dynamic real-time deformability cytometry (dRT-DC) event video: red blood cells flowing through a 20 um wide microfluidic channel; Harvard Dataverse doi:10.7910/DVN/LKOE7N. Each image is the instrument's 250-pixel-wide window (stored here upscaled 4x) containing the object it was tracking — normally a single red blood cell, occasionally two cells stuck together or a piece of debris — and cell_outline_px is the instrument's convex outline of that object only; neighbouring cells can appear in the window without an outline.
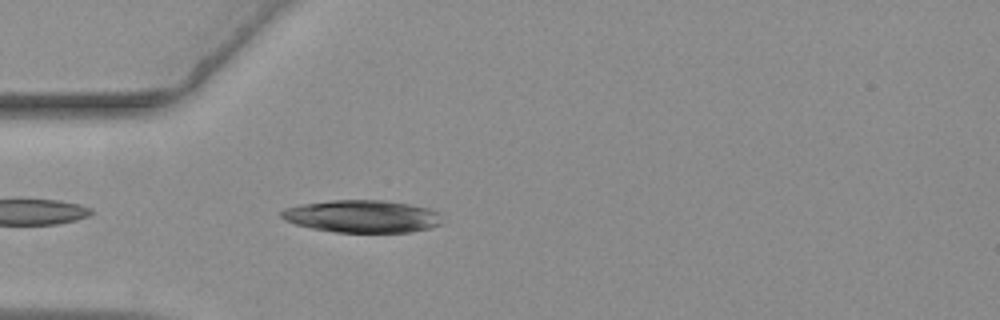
{"species": "common noctule bat (a hibernating species)", "species_latin": "Nyctalus noctula", "temperature_condition": "warm", "stored_images_in_passage": 29, "camera_frame_rate_fps": 3000, "um_per_image_px": 0.085, "animal": {"sex": "female", "body_mass_g": 19.3, "forearm_length_mm": 54.1}, "frame": {"image": 1, "passage_image": 2, "time_ms": 0.333, "image_size_px": [1000, 320], "cell_outline_px": [[440, 224], [428, 228], [412, 232], [332, 232], [312, 228], [296, 224], [284, 220], [280, 216], [280, 212], [284, 208], [300, 204], [332, 200], [384, 200], [408, 204], [428, 208], [440, 212]], "centroid_in_image_um": [30.75, 18.38], "position_along_channel_um": 54.2, "area_um2": 30.46}}
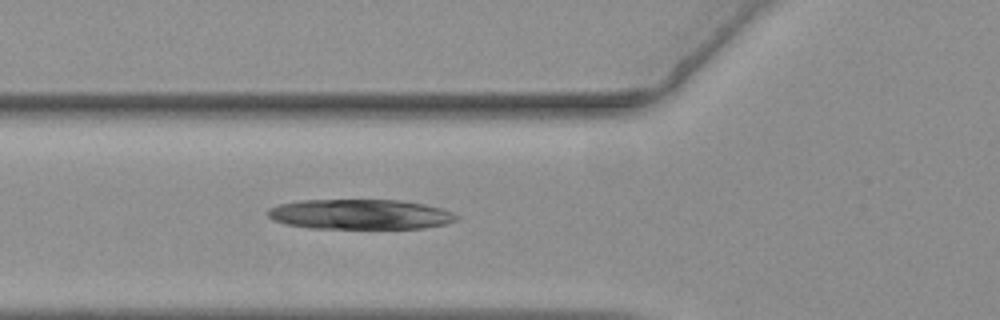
{"frame": {"image": 2, "passage_image": 6, "time_ms": 1.667, "image_size_px": [1000, 320], "cell_outline_px": [[460, 216], [456, 220], [444, 224], [424, 228], [308, 228], [288, 224], [272, 220], [268, 216], [268, 208], [280, 204], [300, 200], [400, 200], [424, 204], [440, 208], [452, 212]], "centroid_in_image_um": [30.61, 18.21], "position_along_channel_um": 95.2, "area_um2": 32.95}}
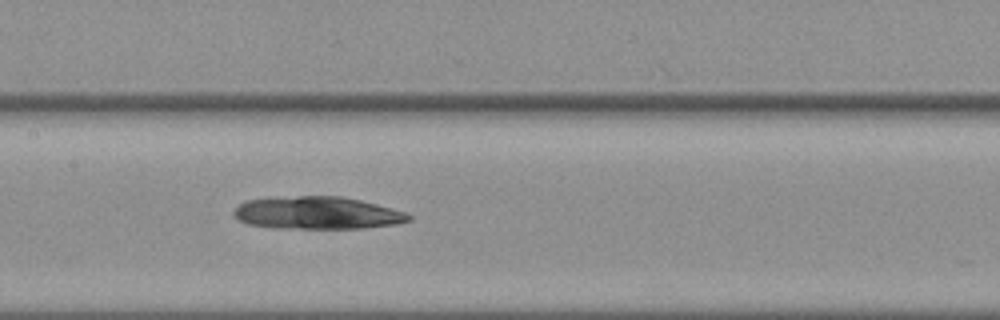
{"frame": {"image": 3, "passage_image": 13, "time_ms": 4.0, "image_size_px": [1000, 320], "cell_outline_px": [[412, 220], [396, 224], [364, 228], [268, 228], [248, 224], [240, 220], [232, 212], [244, 200], [300, 196], [344, 196], [392, 208], [404, 212], [412, 216]], "centroid_in_image_um": [26.98, 18.1], "position_along_channel_um": 180.4, "area_um2": 33.12}}